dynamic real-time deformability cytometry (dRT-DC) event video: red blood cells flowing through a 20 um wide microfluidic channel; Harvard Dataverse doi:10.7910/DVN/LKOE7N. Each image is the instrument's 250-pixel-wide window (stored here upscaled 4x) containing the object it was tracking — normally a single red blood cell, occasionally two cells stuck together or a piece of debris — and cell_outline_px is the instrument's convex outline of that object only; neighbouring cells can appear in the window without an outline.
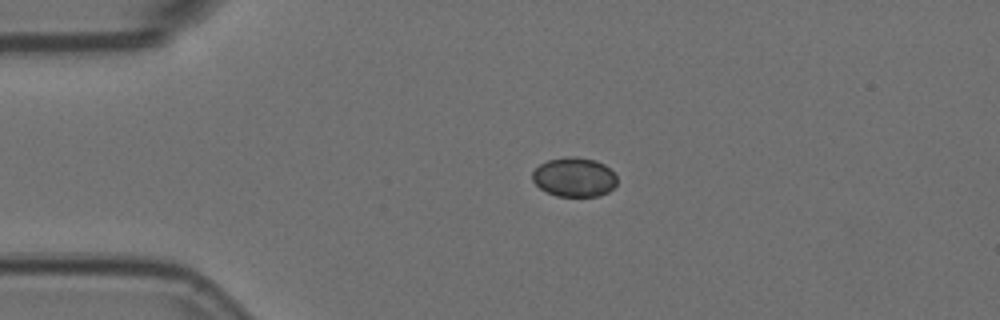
{"species": "Egyptian fruit bat (a non-hibernating species)", "species_latin": "Rousettus aegyptiacus", "temperature_condition": "room temperature", "stored_images_in_passage": 17, "camera_frame_rate_fps": 3000, "um_per_image_px": 0.085, "animal": {"sex": "female"}, "frame": {"image": 1, "passage_image": 1, "time_ms": 0.0, "image_size_px": [1000, 320], "cell_outline_px": [[616, 184], [608, 192], [600, 196], [556, 196], [540, 188], [532, 180], [532, 172], [540, 164], [548, 160], [568, 156], [576, 156], [596, 160], [604, 164], [616, 176]], "centroid_in_image_um": [48.8, 15.05], "position_along_channel_um": 36.2, "area_um2": 19.36}}
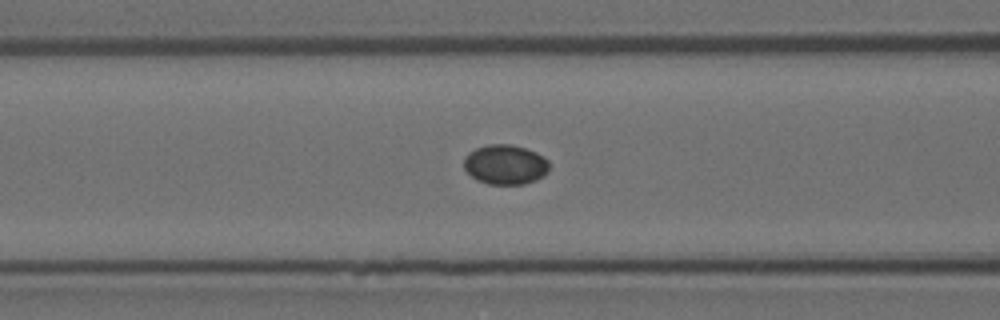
{"frame": {"image": 2, "passage_image": 11, "time_ms": 3.333, "image_size_px": [1000, 320], "cell_outline_px": [[548, 172], [544, 176], [536, 180], [524, 184], [488, 184], [476, 180], [464, 168], [464, 156], [468, 152], [476, 148], [488, 144], [508, 144], [524, 148], [536, 152], [548, 160]], "centroid_in_image_um": [42.94, 13.99], "position_along_channel_um": 123.7, "area_um2": 19.83}}
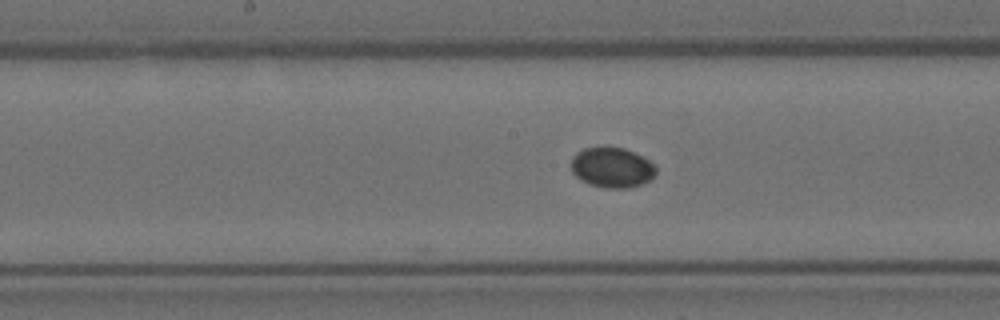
{"frame": {"image": 3, "passage_image": 17, "time_ms": 5.333, "image_size_px": [1000, 320], "cell_outline_px": [[656, 172], [648, 180], [640, 184], [628, 188], [608, 188], [588, 184], [580, 180], [572, 172], [572, 156], [576, 152], [584, 148], [624, 148], [648, 160], [656, 168]], "centroid_in_image_um": [51.97, 14.25], "position_along_channel_um": 196.2, "area_um2": 19.48}}